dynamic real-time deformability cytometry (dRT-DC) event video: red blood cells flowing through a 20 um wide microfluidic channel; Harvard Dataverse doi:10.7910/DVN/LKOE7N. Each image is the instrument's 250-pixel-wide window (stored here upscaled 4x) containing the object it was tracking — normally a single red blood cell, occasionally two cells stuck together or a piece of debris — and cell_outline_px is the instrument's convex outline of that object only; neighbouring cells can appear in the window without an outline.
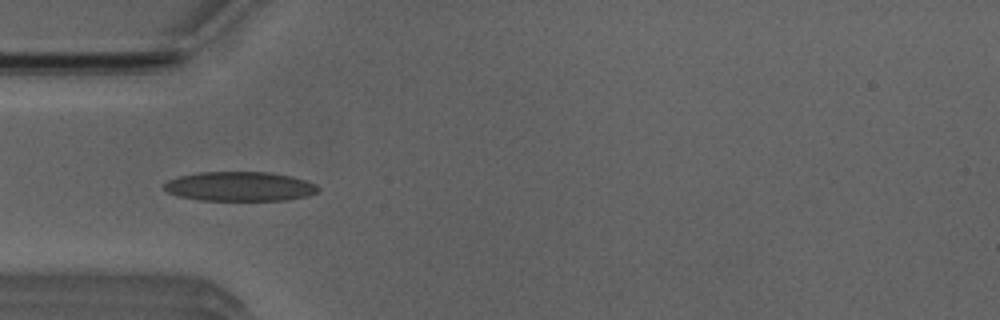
{"species": "Egyptian fruit bat (a non-hibernating species)", "species_latin": "Rousettus aegyptiacus", "temperature_condition": "room temperature", "stored_images_in_passage": 17, "camera_frame_rate_fps": 3000, "um_per_image_px": 0.085, "animal": {"sex": "male"}, "frame": {"image": 1, "passage_image": 1, "time_ms": 0.0, "image_size_px": [1000, 320], "cell_outline_px": [[320, 192], [308, 196], [288, 200], [200, 200], [180, 196], [168, 192], [164, 188], [164, 184], [168, 180], [180, 176], [200, 172], [268, 172], [292, 176], [316, 184], [320, 188]], "centroid_in_image_um": [20.44, 15.85], "position_along_channel_um": 64.6, "area_um2": 26.41}}
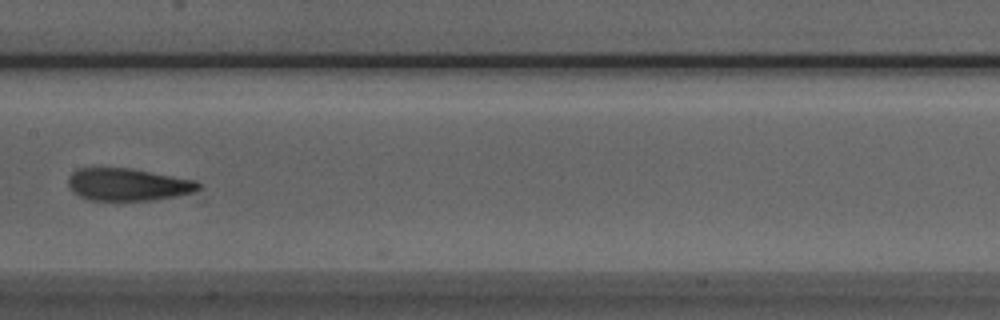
{"frame": {"image": 2, "passage_image": 11, "time_ms": 3.333, "image_size_px": [1000, 320], "cell_outline_px": [[200, 188], [192, 192], [176, 196], [156, 200], [88, 200], [72, 192], [68, 184], [68, 176], [76, 168], [132, 168], [196, 180], [200, 184]], "centroid_in_image_um": [10.85, 15.68], "position_along_channel_um": 196.5, "area_um2": 24.74}}
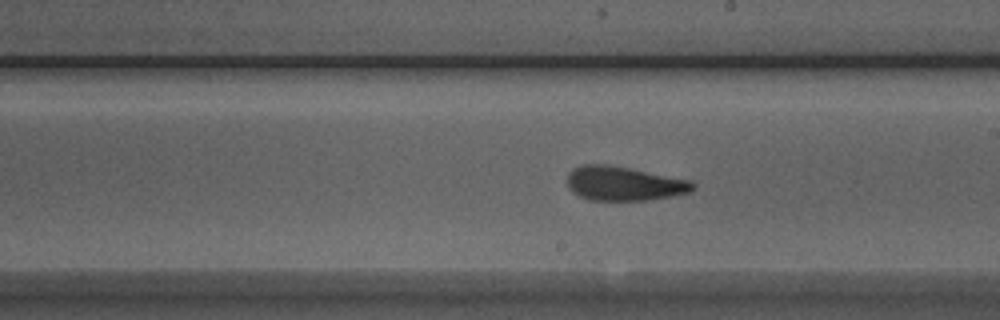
{"frame": {"image": 3, "passage_image": 14, "time_ms": 4.333, "image_size_px": [1000, 320], "cell_outline_px": [[696, 188], [692, 192], [672, 196], [648, 200], [588, 200], [572, 192], [568, 188], [568, 172], [572, 168], [580, 164], [608, 164], [692, 180], [696, 184]], "centroid_in_image_um": [53.05, 15.6], "position_along_channel_um": 236.0, "area_um2": 25.37}}